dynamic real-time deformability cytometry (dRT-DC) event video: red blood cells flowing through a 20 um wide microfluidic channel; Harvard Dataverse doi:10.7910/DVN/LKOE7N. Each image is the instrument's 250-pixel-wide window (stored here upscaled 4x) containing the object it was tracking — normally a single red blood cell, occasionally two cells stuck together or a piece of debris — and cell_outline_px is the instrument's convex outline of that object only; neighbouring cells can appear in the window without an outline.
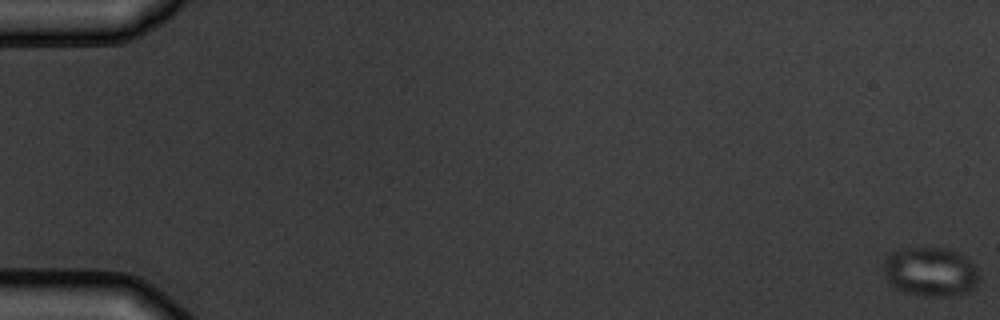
{"species": "common noctule bat (a hibernating species)", "species_latin": "Nyctalus noctula", "temperature_condition": "warm", "stored_images_in_passage": 5, "camera_frame_rate_fps": 3000, "um_per_image_px": 0.085, "animal": {"sex": "male", "body_mass_g": 19.5, "forearm_length_mm": 54.6}, "frame": {"image": 1, "passage_image": 1, "time_ms": 0.0, "image_size_px": [1000, 320], "cell_outline_px": [[980, 276], [976, 284], [972, 288], [964, 292], [940, 296], [924, 296], [908, 292], [896, 288], [888, 280], [884, 272], [884, 260], [892, 252], [904, 248], [944, 248], [956, 252], [964, 256], [976, 268]], "centroid_in_image_um": [79.08, 23.08], "position_along_channel_um": 5.9, "area_um2": 26.76}}